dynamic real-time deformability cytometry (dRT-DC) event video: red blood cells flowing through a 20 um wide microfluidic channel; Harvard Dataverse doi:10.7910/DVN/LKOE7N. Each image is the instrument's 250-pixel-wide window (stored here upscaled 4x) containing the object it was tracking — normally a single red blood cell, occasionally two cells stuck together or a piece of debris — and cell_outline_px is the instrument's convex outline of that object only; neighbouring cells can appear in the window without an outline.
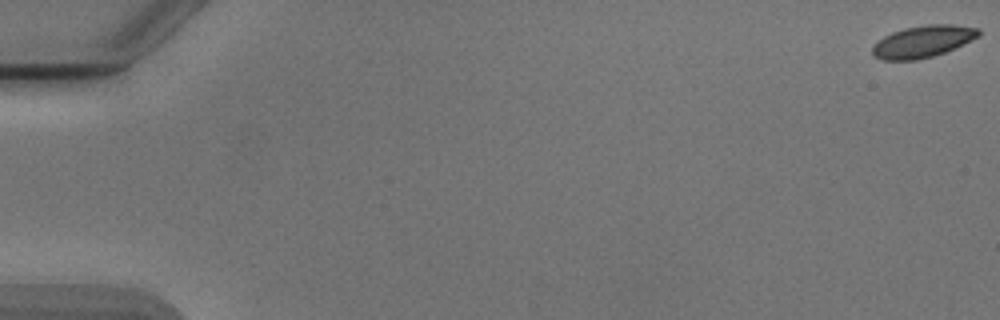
{"species": "Egyptian fruit bat (a non-hibernating species)", "species_latin": "Rousettus aegyptiacus", "temperature_condition": "cold", "stored_images_in_passage": 7, "camera_frame_rate_fps": 3000, "um_per_image_px": 0.085, "animal": {"sex": "male"}, "frame": {"image": 1, "passage_image": 1, "time_ms": 0.0, "image_size_px": [1000, 320], "cell_outline_px": [[980, 36], [972, 40], [944, 52], [932, 56], [916, 60], [880, 60], [872, 52], [872, 48], [884, 36], [892, 32], [904, 28], [928, 24], [952, 24], [980, 28]], "centroid_in_image_um": [78.47, 3.52], "position_along_channel_um": 6.5, "area_um2": 19.59}}